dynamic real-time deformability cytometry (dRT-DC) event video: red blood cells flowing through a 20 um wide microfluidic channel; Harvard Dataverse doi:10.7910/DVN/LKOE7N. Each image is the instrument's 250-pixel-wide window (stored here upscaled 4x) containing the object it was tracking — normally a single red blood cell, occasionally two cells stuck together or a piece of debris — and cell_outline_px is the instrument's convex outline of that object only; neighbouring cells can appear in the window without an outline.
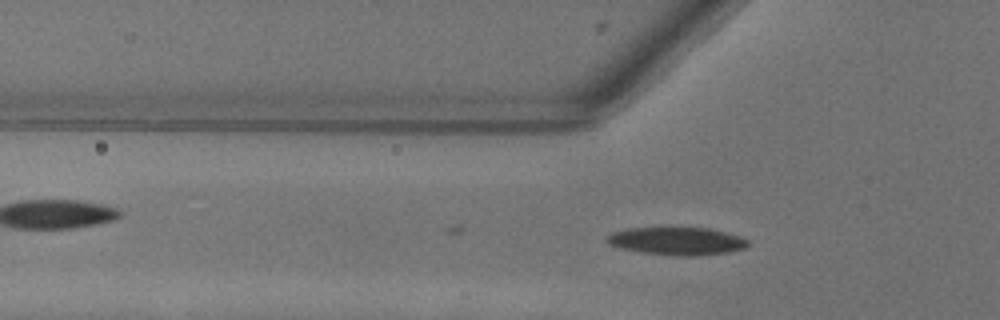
{"species": "common noctule bat (a hibernating species)", "species_latin": "Nyctalus noctula", "temperature_condition": "warm", "stored_images_in_passage": 26, "camera_frame_rate_fps": 3000, "um_per_image_px": 0.085, "animal": {"sex": "female"}, "frame": {"image": 1, "passage_image": 16, "time_ms": 5.0, "image_size_px": [1000, 320], "cell_outline_px": [[748, 244], [744, 248], [728, 252], [696, 256], [676, 256], [640, 252], [620, 248], [608, 244], [604, 240], [612, 232], [628, 228], [708, 228], [740, 236], [748, 240]], "centroid_in_image_um": [57.5, 20.5], "position_along_channel_um": 68.3, "area_um2": 22.83}}
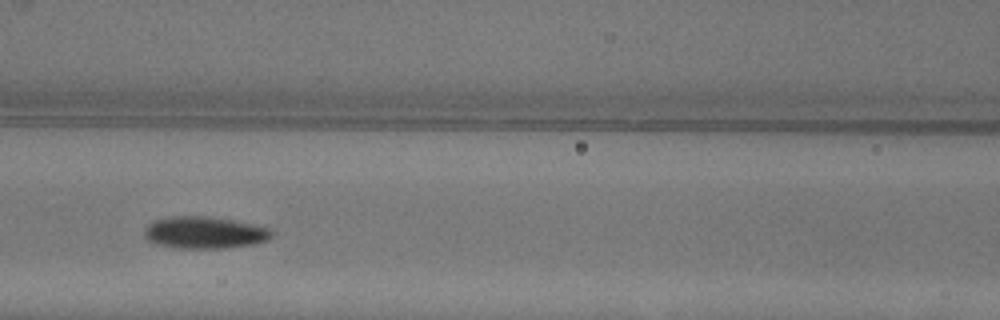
{"frame": {"image": 2, "passage_image": 22, "time_ms": 7.0, "image_size_px": [1000, 320], "cell_outline_px": [[272, 236], [268, 240], [252, 244], [224, 248], [176, 248], [152, 244], [144, 236], [144, 228], [148, 224], [156, 220], [168, 216], [208, 216], [256, 224], [272, 228]], "centroid_in_image_um": [17.37, 19.77], "position_along_channel_um": 149.2, "area_um2": 24.04}}
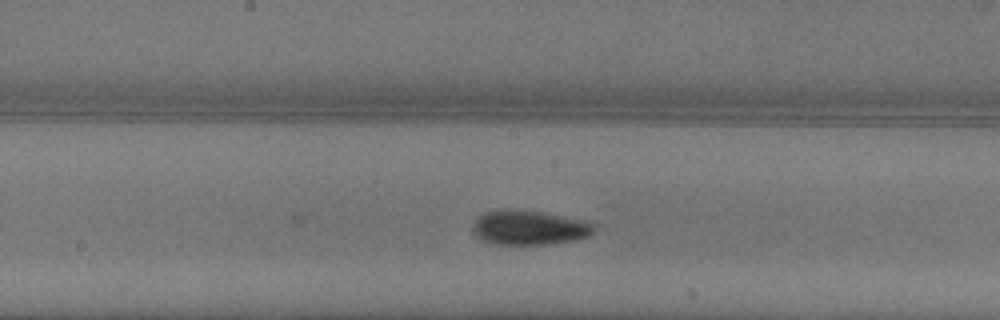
{"frame": {"image": 3, "passage_image": 26, "time_ms": 8.333, "image_size_px": [1000, 320], "cell_outline_px": [[596, 232], [588, 236], [572, 240], [544, 244], [492, 244], [476, 236], [472, 232], [472, 228], [476, 220], [484, 212], [504, 208], [508, 208], [544, 212], [584, 220], [596, 224]], "centroid_in_image_um": [44.99, 19.33], "position_along_channel_um": 203.2, "area_um2": 24.57}}